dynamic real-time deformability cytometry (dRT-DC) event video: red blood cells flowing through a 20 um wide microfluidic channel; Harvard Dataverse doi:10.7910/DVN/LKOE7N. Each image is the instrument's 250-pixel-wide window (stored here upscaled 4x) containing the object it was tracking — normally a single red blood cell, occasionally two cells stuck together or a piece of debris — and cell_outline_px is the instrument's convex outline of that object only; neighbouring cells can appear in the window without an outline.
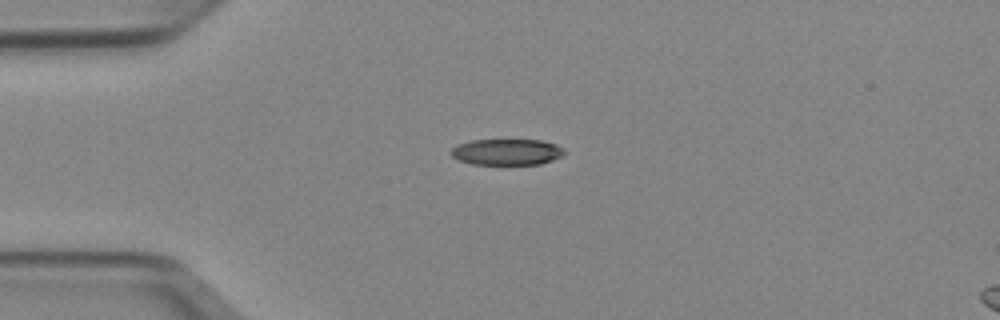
{"species": "Egyptian fruit bat (a non-hibernating species)", "species_latin": "Rousettus aegyptiacus", "temperature_condition": "cold", "stored_images_in_passage": 39, "camera_frame_rate_fps": 3000, "um_per_image_px": 0.085, "animal": {"sex": "female"}, "frame": {"image": 1, "passage_image": 1, "time_ms": 0.0, "image_size_px": [1000, 320], "cell_outline_px": [[564, 156], [540, 164], [472, 164], [460, 160], [452, 156], [448, 152], [456, 144], [472, 140], [540, 140], [556, 144], [564, 148]], "centroid_in_image_um": [43.07, 12.91], "position_along_channel_um": 41.9, "area_um2": 17.34}}
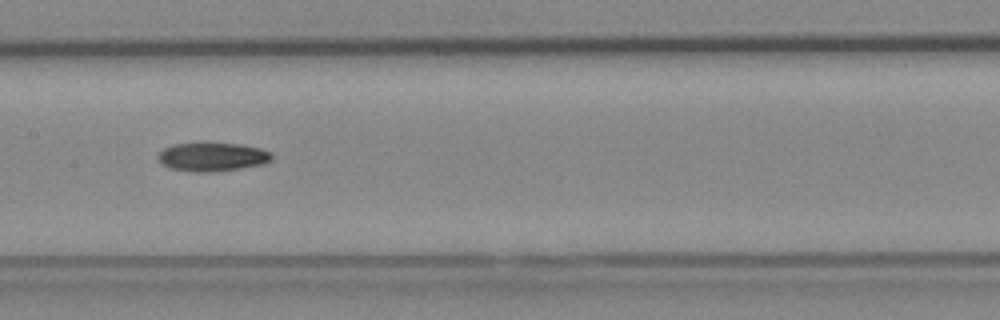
{"frame": {"image": 2, "passage_image": 14, "time_ms": 4.333, "image_size_px": [1000, 320], "cell_outline_px": [[272, 160], [264, 164], [216, 172], [188, 172], [168, 168], [160, 164], [156, 156], [164, 148], [172, 144], [240, 144], [260, 148], [272, 152]], "centroid_in_image_um": [18.02, 13.36], "position_along_channel_um": 189.4, "area_um2": 19.13}}
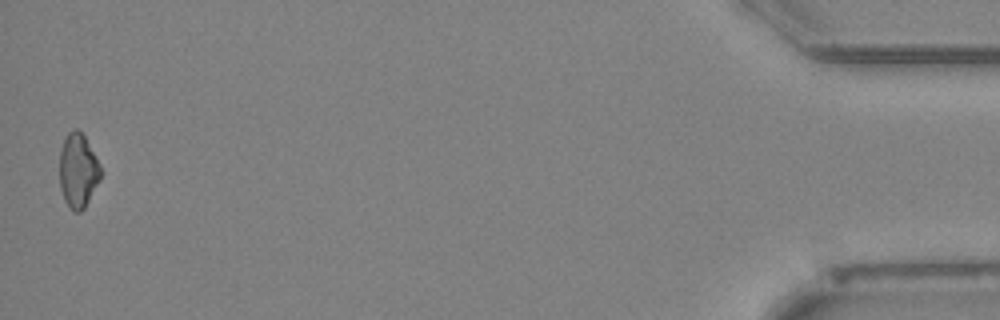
{"frame": {"image": 3, "passage_image": 39, "time_ms": 12.667, "image_size_px": [1000, 320], "cell_outline_px": [[100, 180], [84, 208], [80, 212], [72, 212], [68, 208], [64, 200], [60, 188], [60, 152], [64, 136], [72, 128], [76, 128], [84, 136], [100, 164]], "centroid_in_image_um": [6.61, 14.51], "position_along_channel_um": 428.6, "area_um2": 17.86}}